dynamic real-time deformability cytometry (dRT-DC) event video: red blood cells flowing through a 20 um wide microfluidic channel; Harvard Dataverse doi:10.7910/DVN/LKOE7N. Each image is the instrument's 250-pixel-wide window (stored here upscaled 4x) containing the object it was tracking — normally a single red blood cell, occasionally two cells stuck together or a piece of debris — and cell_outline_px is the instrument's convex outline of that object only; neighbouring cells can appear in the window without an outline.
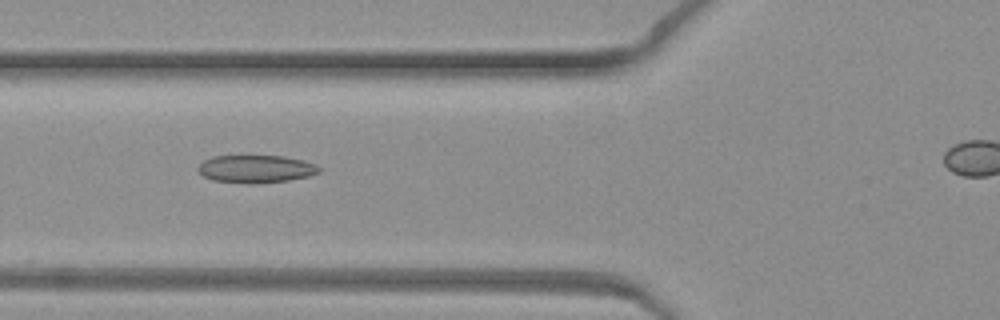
{"species": "common noctule bat (a hibernating species)", "species_latin": "Nyctalus noctula", "temperature_condition": "warm", "stored_images_in_passage": 43, "camera_frame_rate_fps": 3000, "um_per_image_px": 0.085, "animal": {"sex": "female", "body_mass_g": 19.3, "forearm_length_mm": 54.1}, "frame": {"image": 1, "passage_image": 19, "time_ms": 6.0, "image_size_px": [1000, 320], "cell_outline_px": [[324, 168], [320, 172], [308, 176], [288, 180], [260, 184], [248, 184], [212, 180], [204, 176], [196, 168], [204, 160], [212, 156], [240, 152], [284, 156], [304, 160], [316, 164]], "centroid_in_image_um": [21.74, 14.3], "position_along_channel_um": 104.1, "area_um2": 20.87}}
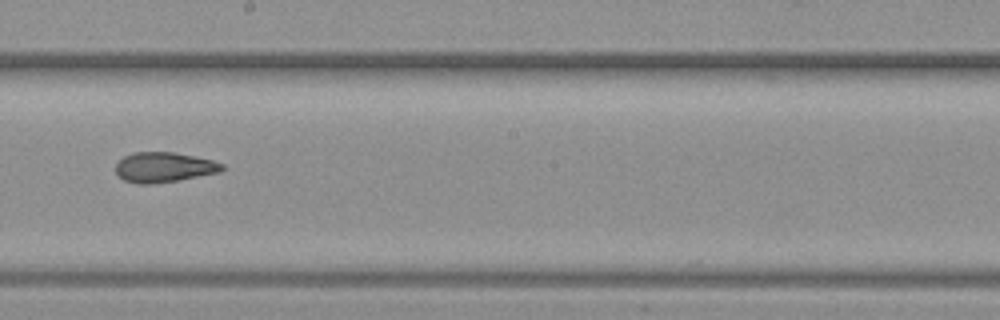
{"frame": {"image": 2, "passage_image": 28, "time_ms": 9.0, "image_size_px": [1000, 320], "cell_outline_px": [[228, 168], [220, 172], [180, 180], [152, 184], [136, 184], [124, 180], [116, 172], [116, 164], [124, 156], [132, 152], [176, 152], [196, 156], [212, 160], [224, 164]], "centroid_in_image_um": [13.98, 14.21], "position_along_channel_um": 234.2, "area_um2": 18.9}}
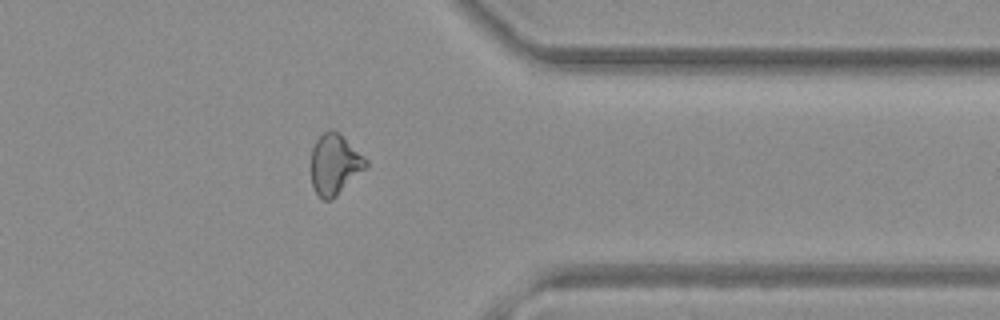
{"frame": {"image": 3, "passage_image": 39, "time_ms": 12.667, "image_size_px": [1000, 320], "cell_outline_px": [[368, 168], [332, 200], [324, 200], [316, 192], [312, 184], [312, 148], [316, 140], [328, 128], [332, 128], [340, 132], [368, 160]], "centroid_in_image_um": [28.49, 13.95], "position_along_channel_um": 382.9, "area_um2": 19.65}}